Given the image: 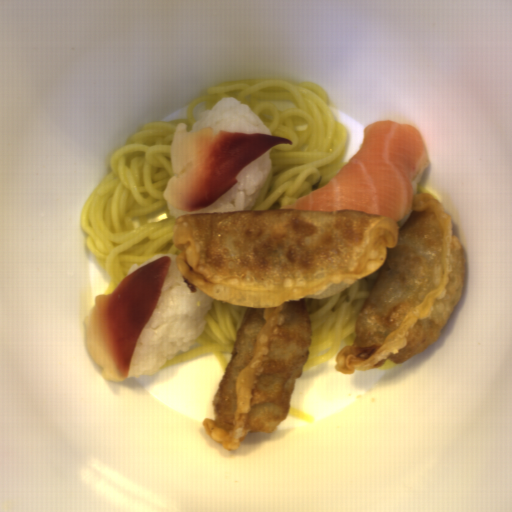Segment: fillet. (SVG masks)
Returning <instances> with one entry per match:
<instances>
[{
    "instance_id": "3",
    "label": "fillet",
    "mask_w": 512,
    "mask_h": 512,
    "mask_svg": "<svg viewBox=\"0 0 512 512\" xmlns=\"http://www.w3.org/2000/svg\"><path fill=\"white\" fill-rule=\"evenodd\" d=\"M170 262V256H161L124 277L111 294L96 295L84 319V346L103 378L116 383L127 379Z\"/></svg>"
},
{
    "instance_id": "1",
    "label": "fillet",
    "mask_w": 512,
    "mask_h": 512,
    "mask_svg": "<svg viewBox=\"0 0 512 512\" xmlns=\"http://www.w3.org/2000/svg\"><path fill=\"white\" fill-rule=\"evenodd\" d=\"M421 132L380 120L366 126L361 148L330 182L281 210L364 211L398 224L412 213L414 180L428 167Z\"/></svg>"
},
{
    "instance_id": "2",
    "label": "fillet",
    "mask_w": 512,
    "mask_h": 512,
    "mask_svg": "<svg viewBox=\"0 0 512 512\" xmlns=\"http://www.w3.org/2000/svg\"><path fill=\"white\" fill-rule=\"evenodd\" d=\"M277 145H293V141L210 126L189 133L183 122L176 126L170 143L173 175L163 198L184 212L208 208L236 185V177L244 168Z\"/></svg>"
}]
</instances>
